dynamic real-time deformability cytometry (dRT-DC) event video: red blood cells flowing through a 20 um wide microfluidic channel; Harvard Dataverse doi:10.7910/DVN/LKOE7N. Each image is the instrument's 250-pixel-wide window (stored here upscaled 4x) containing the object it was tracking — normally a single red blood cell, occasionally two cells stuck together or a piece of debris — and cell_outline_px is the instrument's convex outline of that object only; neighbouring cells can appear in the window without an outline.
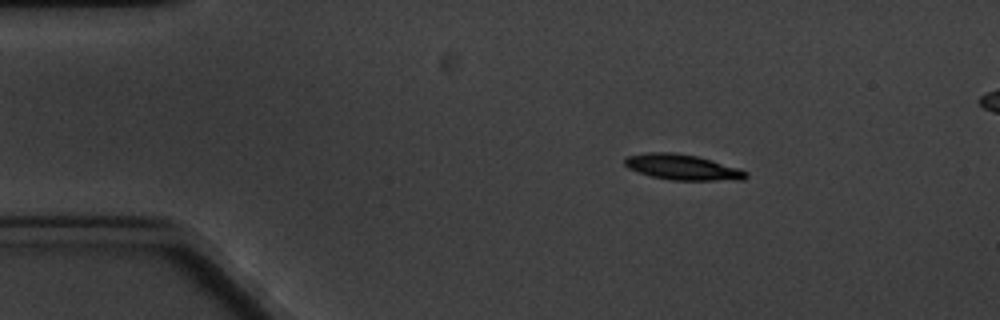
{"species": "common noctule bat (a hibernating species)", "species_latin": "Nyctalus noctula", "temperature_condition": "cold", "stored_images_in_passage": 11, "camera_frame_rate_fps": 3000, "um_per_image_px": 0.085, "animal": {"sex": "male", "body_mass_g": 20.1, "forearm_length_mm": 53.5}, "frame": {"image": 1, "passage_image": 2, "time_ms": 1.0, "image_size_px": [1000, 320], "cell_outline_px": [[748, 176], [744, 180], [672, 180], [652, 176], [628, 168], [624, 164], [624, 156], [648, 152], [672, 152], [696, 156], [712, 160], [748, 172]], "centroid_in_image_um": [57.98, 14.2], "position_along_channel_um": 27.0, "area_um2": 17.92}}
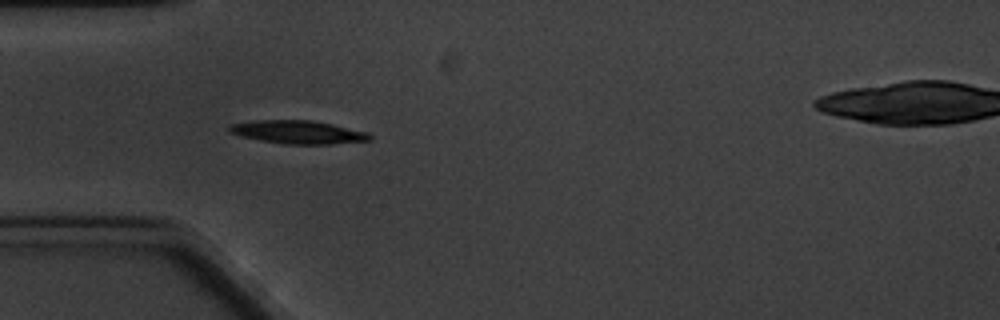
{"frame": {"image": 2, "passage_image": 4, "time_ms": 3.667, "image_size_px": [1000, 320], "cell_outline_px": [[372, 140], [332, 144], [284, 144], [260, 140], [244, 136], [232, 132], [228, 128], [228, 124], [252, 120], [312, 120], [332, 124], [368, 132], [372, 136]], "centroid_in_image_um": [25.36, 11.22], "position_along_channel_um": 59.6, "area_um2": 18.96}}